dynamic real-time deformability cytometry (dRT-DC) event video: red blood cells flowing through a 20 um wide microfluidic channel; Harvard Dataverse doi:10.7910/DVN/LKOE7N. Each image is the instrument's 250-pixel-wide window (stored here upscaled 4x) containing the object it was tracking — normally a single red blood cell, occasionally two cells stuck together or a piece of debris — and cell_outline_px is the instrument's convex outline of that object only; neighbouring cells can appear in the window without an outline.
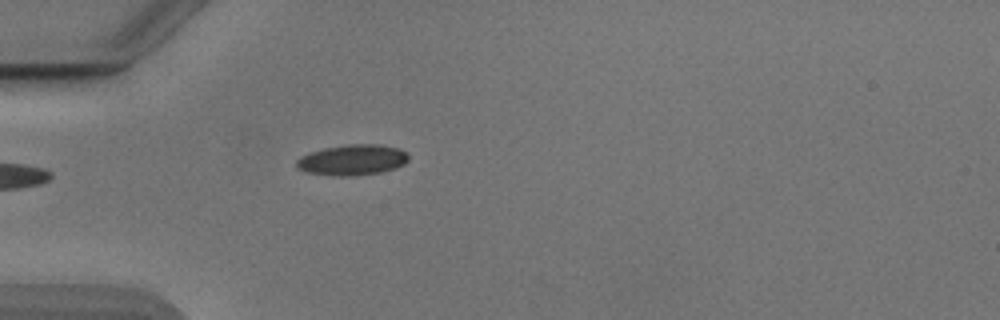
{"species": "Egyptian fruit bat (a non-hibernating species)", "species_latin": "Rousettus aegyptiacus", "temperature_condition": "cold", "stored_images_in_passage": 5, "camera_frame_rate_fps": 3000, "um_per_image_px": 0.085, "animal": {"sex": "male"}, "frame": {"image": 1, "passage_image": 1, "time_ms": 0.0, "image_size_px": [1000, 320], "cell_outline_px": [[408, 160], [404, 164], [396, 168], [380, 172], [352, 176], [332, 176], [304, 172], [296, 168], [296, 160], [300, 156], [324, 148], [348, 144], [380, 144], [400, 148], [408, 152]], "centroid_in_image_um": [29.95, 13.59], "position_along_channel_um": 55.0, "area_um2": 20.29}}
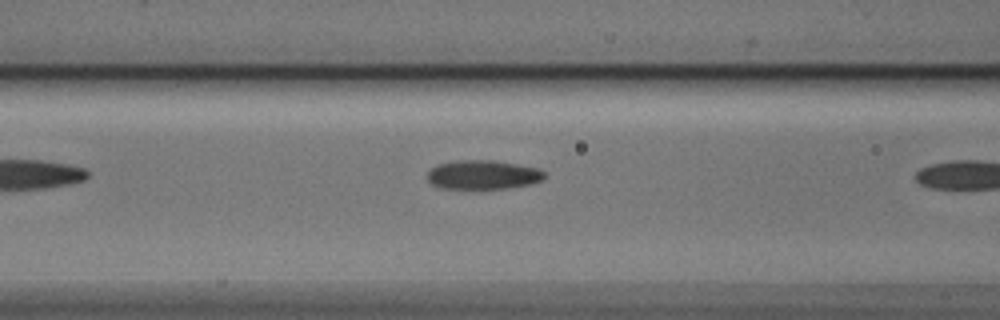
{"frame": {"image": 2, "passage_image": 4, "time_ms": 1.0, "image_size_px": [1000, 320], "cell_outline_px": [[544, 180], [532, 184], [508, 188], [440, 188], [432, 184], [428, 180], [428, 172], [436, 164], [456, 160], [492, 160], [536, 168], [544, 172]], "centroid_in_image_um": [41.04, 14.85], "position_along_channel_um": 125.6, "area_um2": 19.71}}